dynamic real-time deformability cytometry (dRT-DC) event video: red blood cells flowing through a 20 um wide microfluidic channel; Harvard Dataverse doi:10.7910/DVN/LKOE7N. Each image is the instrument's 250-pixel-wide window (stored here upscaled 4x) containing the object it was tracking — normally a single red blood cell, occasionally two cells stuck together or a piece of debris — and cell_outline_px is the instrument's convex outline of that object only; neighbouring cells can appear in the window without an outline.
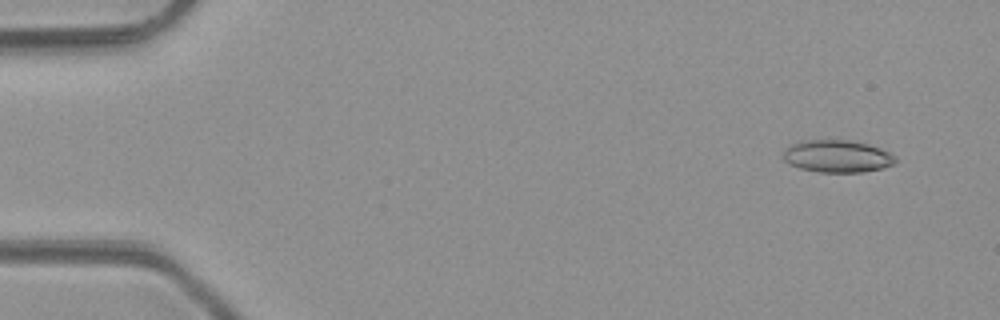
{"species": "common noctule bat (a hibernating species)", "species_latin": "Nyctalus noctula", "temperature_condition": "room temperature", "stored_images_in_passage": 2, "camera_frame_rate_fps": 3000, "um_per_image_px": 0.085, "animal": {"sex": "male", "body_mass_g": 23.1, "forearm_length_mm": 52.7}, "frame": {"image": 1, "passage_image": 2, "time_ms": 1.333, "image_size_px": [1000, 320], "cell_outline_px": [[896, 160], [892, 164], [884, 168], [864, 172], [820, 172], [800, 168], [788, 164], [784, 160], [784, 148], [788, 144], [800, 140], [848, 140], [868, 144], [880, 148], [896, 156]], "centroid_in_image_um": [71.13, 13.27], "position_along_channel_um": 13.9, "area_um2": 21.33}}